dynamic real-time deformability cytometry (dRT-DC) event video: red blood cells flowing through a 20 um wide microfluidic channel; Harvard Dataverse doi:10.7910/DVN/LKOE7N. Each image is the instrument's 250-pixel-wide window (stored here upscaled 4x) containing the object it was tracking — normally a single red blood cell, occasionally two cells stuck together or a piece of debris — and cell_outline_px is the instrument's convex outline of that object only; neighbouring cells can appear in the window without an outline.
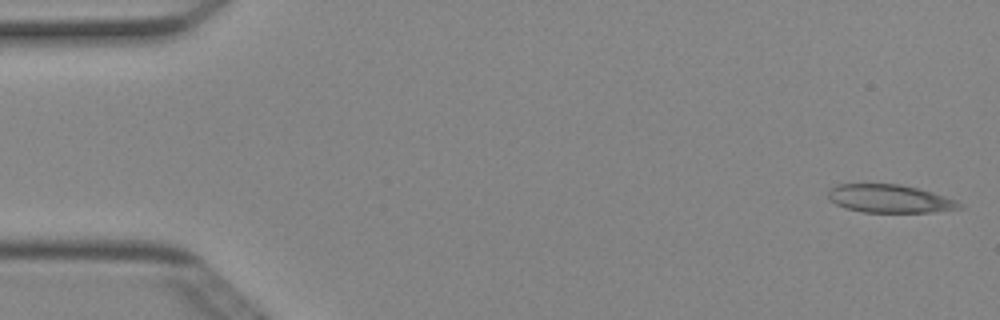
{"species": "Egyptian fruit bat (a non-hibernating species)", "species_latin": "Rousettus aegyptiacus", "temperature_condition": "cold", "stored_images_in_passage": 49, "camera_frame_rate_fps": 3000, "um_per_image_px": 0.085, "animal": {"sex": "female"}, "frame": {"image": 1, "passage_image": 1, "time_ms": 0.0, "image_size_px": [1000, 320], "cell_outline_px": [[964, 208], [932, 212], [864, 212], [844, 208], [828, 200], [828, 192], [836, 184], [900, 184], [932, 192], [956, 200], [964, 204]], "centroid_in_image_um": [75.63, 16.89], "position_along_channel_um": 9.4, "area_um2": 21.56}}
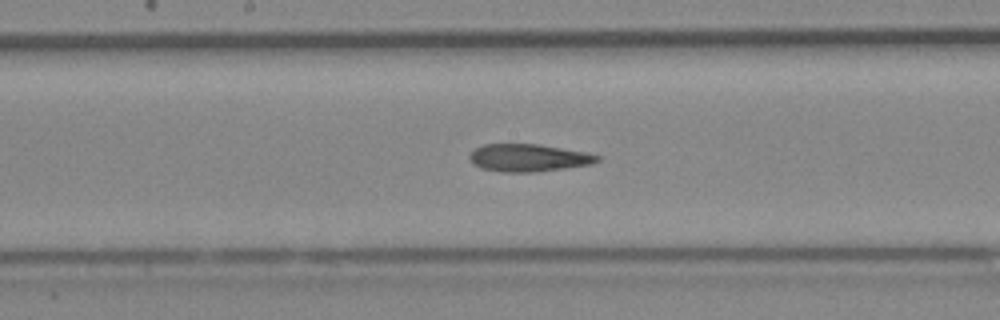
{"frame": {"image": 2, "passage_image": 25, "time_ms": 8.0, "image_size_px": [1000, 320], "cell_outline_px": [[604, 156], [600, 160], [592, 164], [564, 168], [532, 172], [504, 172], [480, 168], [472, 164], [468, 156], [476, 148], [484, 144], [540, 144], [584, 152]], "centroid_in_image_um": [44.93, 13.41], "position_along_channel_um": 203.3, "area_um2": 20.52}}
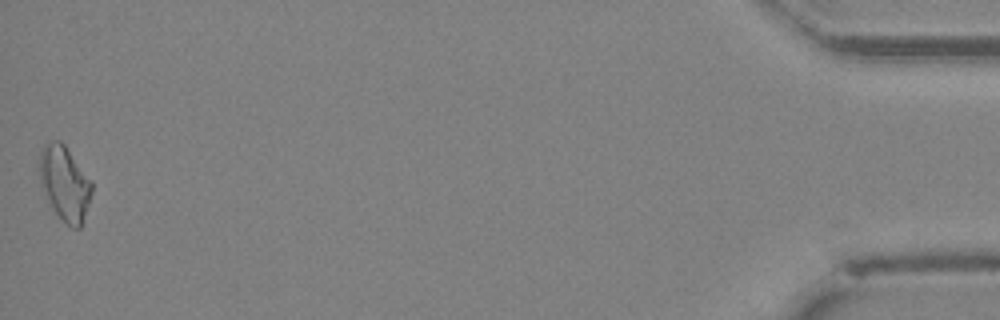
{"frame": {"image": 3, "passage_image": 49, "time_ms": 16.0, "image_size_px": [1000, 320], "cell_outline_px": [[92, 192], [80, 228], [72, 228], [56, 212], [48, 200], [40, 184], [40, 152], [44, 144], [52, 140], [60, 140], [64, 144], [92, 180]], "centroid_in_image_um": [5.5, 15.53], "position_along_channel_um": 429.7, "area_um2": 22.37}, "authors_computed_cell_mechanics": {"area_um2": 21.0392, "velocity_mm_per_s": 4.036, "shape_relaxation_time_tau1_ms": 9.8547, "shape_relaxation_time_tau2_ms": 3.0, "deformation_change_tau1": 0.226, "deformation_change_tau2": 0.1247}}